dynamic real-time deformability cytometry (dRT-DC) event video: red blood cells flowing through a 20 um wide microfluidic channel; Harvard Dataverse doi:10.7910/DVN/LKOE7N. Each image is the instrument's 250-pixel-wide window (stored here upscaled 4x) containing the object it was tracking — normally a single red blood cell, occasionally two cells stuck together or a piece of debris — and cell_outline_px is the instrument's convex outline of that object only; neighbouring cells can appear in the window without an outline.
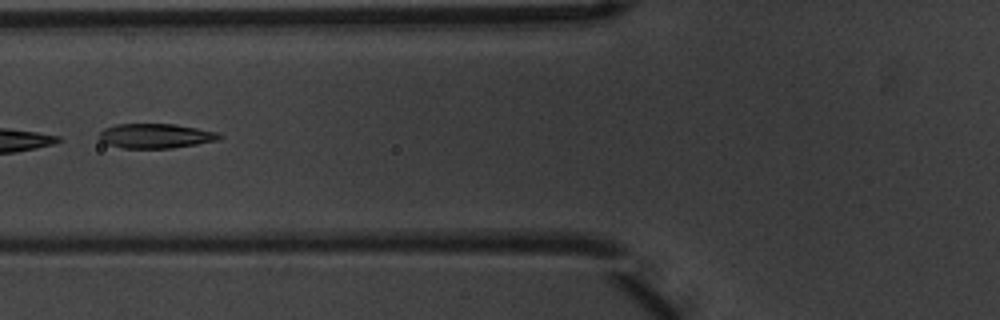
{"species": "common noctule bat (a hibernating species)", "species_latin": "Nyctalus noctula", "temperature_condition": "warm", "stored_images_in_passage": 6, "camera_frame_rate_fps": 3000, "um_per_image_px": 0.085, "animal": {"sex": "male", "body_mass_g": 20.1, "forearm_length_mm": 53.5}, "frame": {"image": 1, "passage_image": 6, "time_ms": 1.667, "image_size_px": [1000, 320], "cell_outline_px": [[224, 136], [220, 140], [172, 148], [124, 148], [108, 144], [100, 140], [100, 132], [104, 128], [116, 124], [176, 124], [216, 132]], "centroid_in_image_um": [13.25, 11.55], "position_along_channel_um": 112.5, "area_um2": 17.17}}